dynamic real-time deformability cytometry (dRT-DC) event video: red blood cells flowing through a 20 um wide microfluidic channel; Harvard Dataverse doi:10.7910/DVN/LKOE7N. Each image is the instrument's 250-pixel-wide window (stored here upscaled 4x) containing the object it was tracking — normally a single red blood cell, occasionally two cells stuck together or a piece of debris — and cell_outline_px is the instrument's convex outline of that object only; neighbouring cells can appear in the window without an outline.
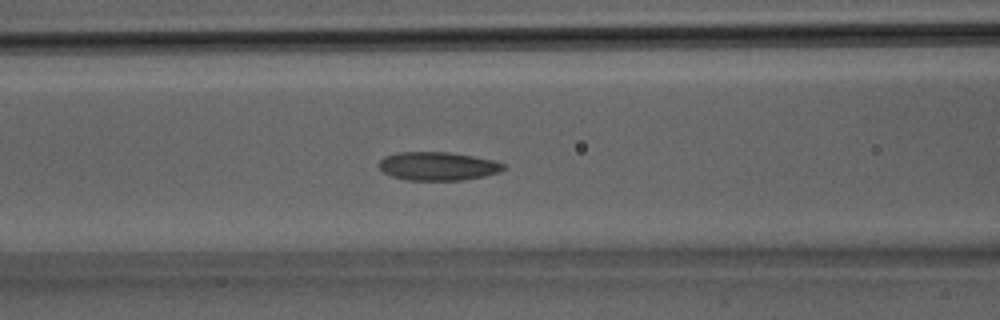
{"species": "Egyptian fruit bat (a non-hibernating species)", "species_latin": "Rousettus aegyptiacus", "temperature_condition": "room temperature", "stored_images_in_passage": 27, "camera_frame_rate_fps": 3000, "um_per_image_px": 0.085, "animal": {"sex": "male"}, "frame": {"image": 1, "passage_image": 9, "time_ms": 2.667, "image_size_px": [1000, 320], "cell_outline_px": [[504, 168], [500, 172], [484, 176], [464, 180], [408, 180], [392, 176], [384, 172], [380, 168], [380, 160], [384, 156], [396, 152], [448, 152], [472, 156], [492, 160], [504, 164]], "centroid_in_image_um": [37.2, 14.12], "position_along_channel_um": 129.4, "area_um2": 20.52}}
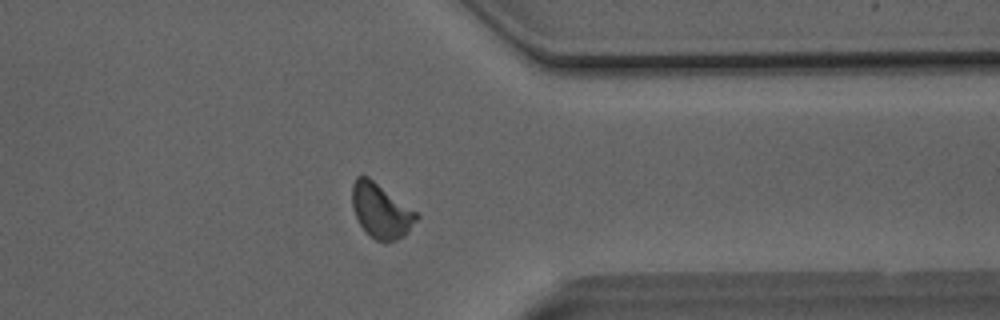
{"frame": {"image": 2, "passage_image": 21, "time_ms": 6.667, "image_size_px": [1000, 320], "cell_outline_px": [[420, 216], [408, 232], [404, 236], [396, 240], [376, 240], [360, 224], [356, 216], [352, 204], [352, 184], [356, 176], [368, 176], [416, 212]], "centroid_in_image_um": [32.38, 17.89], "position_along_channel_um": 379.0, "area_um2": 19.94}}
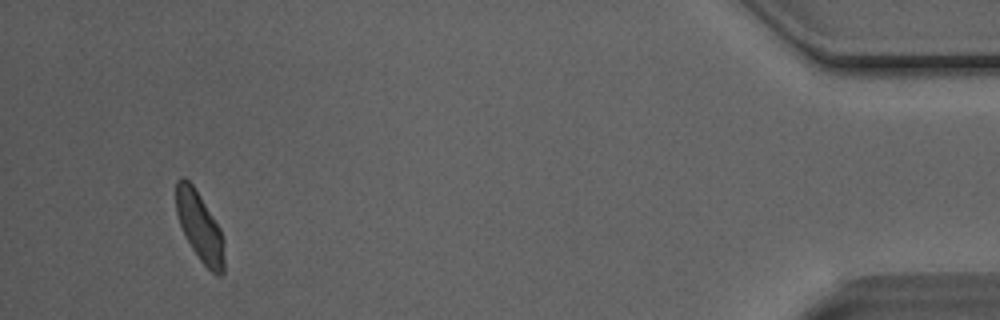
{"frame": {"image": 3, "passage_image": 26, "time_ms": 8.333, "image_size_px": [1000, 320], "cell_outline_px": [[224, 272], [220, 276], [216, 276], [200, 260], [192, 248], [180, 224], [176, 212], [176, 180], [180, 176], [184, 176], [192, 184], [220, 228], [224, 240]], "centroid_in_image_um": [16.98, 19.27], "position_along_channel_um": 418.2, "area_um2": 19.25}}